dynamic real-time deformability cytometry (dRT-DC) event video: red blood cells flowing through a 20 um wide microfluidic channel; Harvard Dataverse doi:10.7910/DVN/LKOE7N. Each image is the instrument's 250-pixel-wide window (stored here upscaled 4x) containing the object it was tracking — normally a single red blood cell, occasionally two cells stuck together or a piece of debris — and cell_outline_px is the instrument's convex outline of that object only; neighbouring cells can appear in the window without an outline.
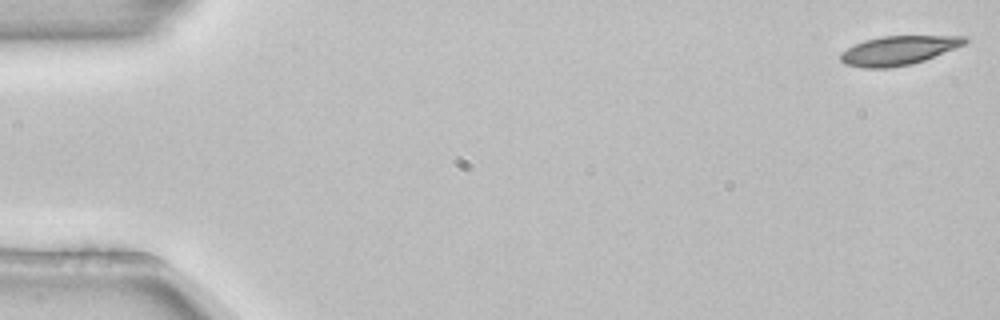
{"species": "common noctule bat (a hibernating species)", "species_latin": "Nyctalus noctula", "temperature_condition": "room temperature", "stored_images_in_passage": 4, "segment_of_instrument_passage": [2, 2], "camera_frame_rate_fps": 3000, "um_per_image_px": 0.085, "animal": {"sex": "female", "body_mass_g": 22.7, "forearm_length_mm": 54.2}, "frame": {"image": 1, "passage_image": 4, "time_ms": 1.0, "image_size_px": [1000, 320], "cell_outline_px": [[968, 40], [964, 44], [956, 48], [924, 60], [912, 64], [888, 68], [864, 68], [844, 64], [840, 60], [840, 52], [864, 40], [880, 36], [968, 36]], "centroid_in_image_um": [76.35, 4.29], "position_along_channel_um": 8.6, "area_um2": 21.04}}